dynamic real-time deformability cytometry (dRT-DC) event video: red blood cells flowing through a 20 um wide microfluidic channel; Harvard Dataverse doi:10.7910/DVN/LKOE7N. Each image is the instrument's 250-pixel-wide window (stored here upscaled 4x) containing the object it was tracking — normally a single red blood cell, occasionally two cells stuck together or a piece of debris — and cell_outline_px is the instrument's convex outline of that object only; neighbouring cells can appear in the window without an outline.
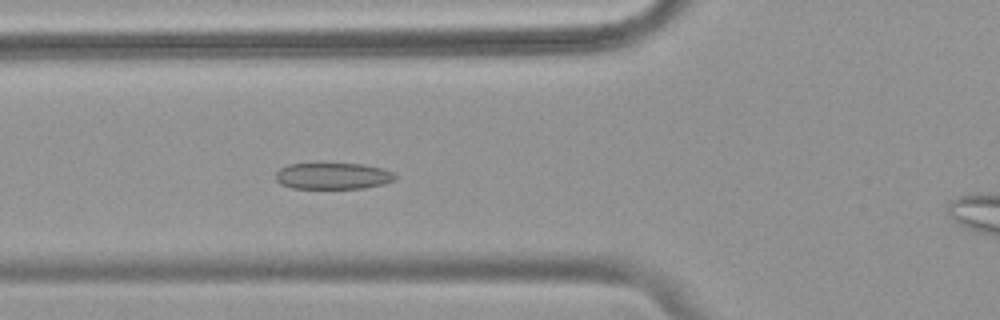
{"species": "common noctule bat (a hibernating species)", "species_latin": "Nyctalus noctula", "temperature_condition": "warm", "stored_images_in_passage": 43, "camera_frame_rate_fps": 3000, "um_per_image_px": 0.085, "animal": {"sex": "female", "body_mass_g": 18.4}, "frame": {"image": 1, "passage_image": 9, "time_ms": 2.667, "image_size_px": [1000, 320], "cell_outline_px": [[396, 176], [392, 180], [384, 184], [364, 188], [292, 188], [280, 184], [276, 180], [276, 172], [280, 168], [288, 164], [364, 164], [380, 168], [392, 172]], "centroid_in_image_um": [28.26, 14.96], "position_along_channel_um": 97.5, "area_um2": 18.21}}
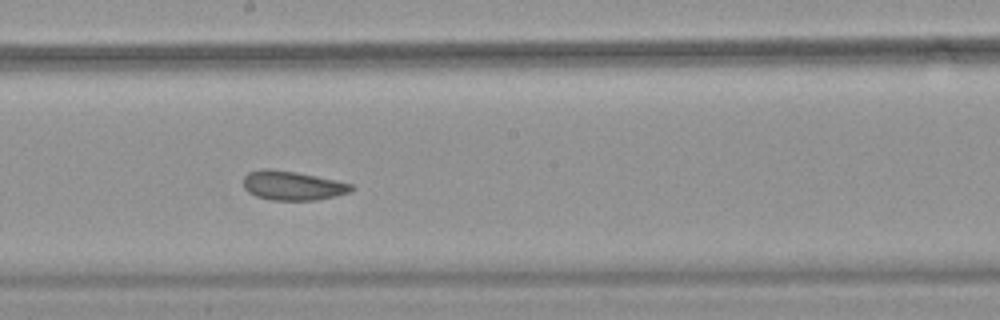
{"frame": {"image": 2, "passage_image": 19, "time_ms": 6.0, "image_size_px": [1000, 320], "cell_outline_px": [[356, 188], [352, 192], [336, 196], [316, 200], [272, 200], [256, 196], [248, 192], [244, 188], [244, 176], [248, 172], [264, 168], [272, 168], [296, 172], [336, 180], [352, 184]], "centroid_in_image_um": [24.89, 15.77], "position_along_channel_um": 223.3, "area_um2": 18.55}}
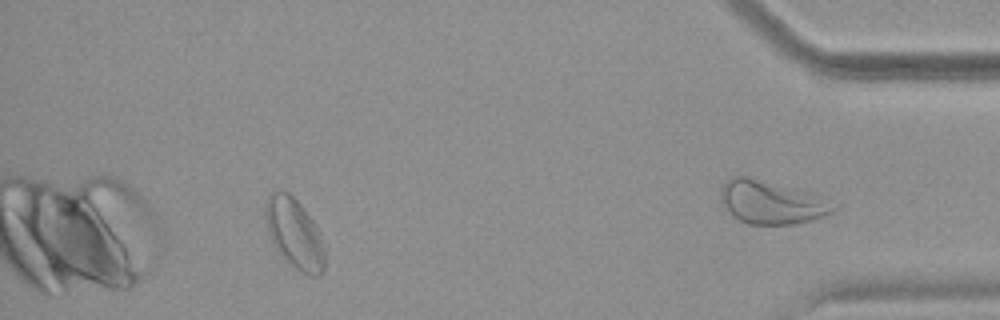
{"frame": {"image": 3, "passage_image": 38, "time_ms": 12.333, "image_size_px": [1000, 320], "cell_outline_px": [[324, 268], [320, 276], [312, 276], [296, 268], [276, 248], [268, 232], [264, 216], [264, 208], [268, 196], [272, 192], [288, 192], [300, 204], [312, 220], [320, 232], [324, 244]], "centroid_in_image_um": [25.04, 19.83], "position_along_channel_um": 410.2, "area_um2": 23.76}, "authors_computed_cell_mechanics": {"area_um2": 19.1896, "velocity_mm_per_s": 3.785, "shape_relaxation_time_tau1_ms": 6.6764, "shape_relaxation_time_tau2_ms": 1.5162, "deformation_change_tau1": 0.1078, "deformation_change_tau2": 0.0507}}